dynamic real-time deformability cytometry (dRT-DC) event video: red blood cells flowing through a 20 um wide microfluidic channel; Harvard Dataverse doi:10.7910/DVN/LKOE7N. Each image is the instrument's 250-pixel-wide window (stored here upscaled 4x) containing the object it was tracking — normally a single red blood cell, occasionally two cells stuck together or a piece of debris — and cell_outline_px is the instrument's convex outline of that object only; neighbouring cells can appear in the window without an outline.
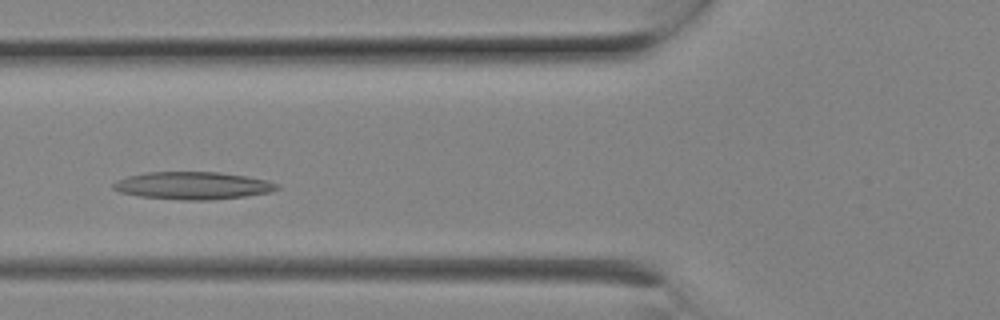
{"species": "Egyptian fruit bat (a non-hibernating species)", "species_latin": "Rousettus aegyptiacus", "temperature_condition": "room temperature", "stored_images_in_passage": 7, "camera_frame_rate_fps": 3000, "um_per_image_px": 0.085, "animal": {"sex": "female"}, "frame": {"image": 1, "passage_image": 5, "time_ms": 1.333, "image_size_px": [1000, 320], "cell_outline_px": [[280, 188], [272, 192], [244, 196], [212, 200], [180, 200], [140, 196], [120, 192], [112, 188], [112, 184], [116, 180], [128, 176], [148, 172], [220, 172], [248, 176], [268, 180], [280, 184]], "centroid_in_image_um": [16.43, 15.77], "position_along_channel_um": 109.4, "area_um2": 26.47}}
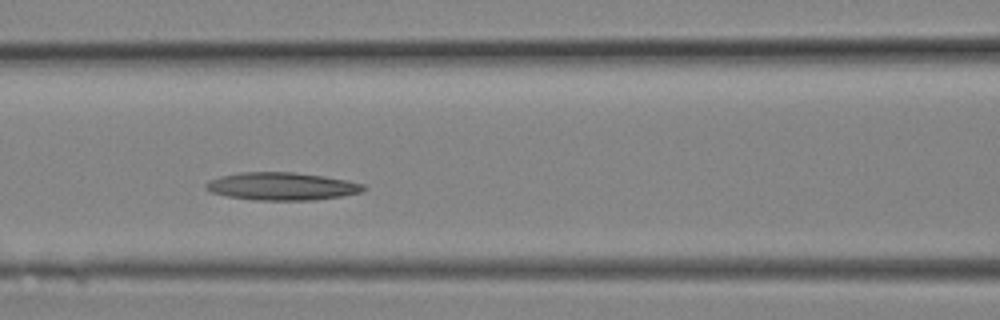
{"frame": {"image": 2, "passage_image": 6, "time_ms": 1.667, "image_size_px": [1000, 320], "cell_outline_px": [[368, 188], [360, 192], [340, 196], [316, 200], [256, 200], [228, 196], [212, 192], [204, 188], [204, 184], [208, 180], [220, 176], [240, 172], [296, 172], [324, 176], [348, 180], [364, 184]], "centroid_in_image_um": [23.95, 15.83], "position_along_channel_um": 142.6, "area_um2": 25.61}}
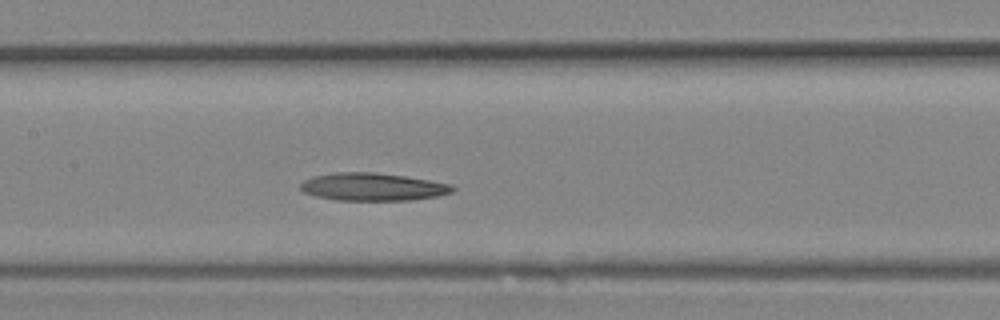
{"frame": {"image": 3, "passage_image": 7, "time_ms": 2.0, "image_size_px": [1000, 320], "cell_outline_px": [[456, 188], [452, 192], [436, 196], [412, 200], [336, 200], [316, 196], [304, 192], [300, 188], [300, 184], [304, 180], [312, 176], [336, 172], [372, 172], [404, 176], [452, 184]], "centroid_in_image_um": [31.67, 15.88], "position_along_channel_um": 175.7, "area_um2": 24.51}}